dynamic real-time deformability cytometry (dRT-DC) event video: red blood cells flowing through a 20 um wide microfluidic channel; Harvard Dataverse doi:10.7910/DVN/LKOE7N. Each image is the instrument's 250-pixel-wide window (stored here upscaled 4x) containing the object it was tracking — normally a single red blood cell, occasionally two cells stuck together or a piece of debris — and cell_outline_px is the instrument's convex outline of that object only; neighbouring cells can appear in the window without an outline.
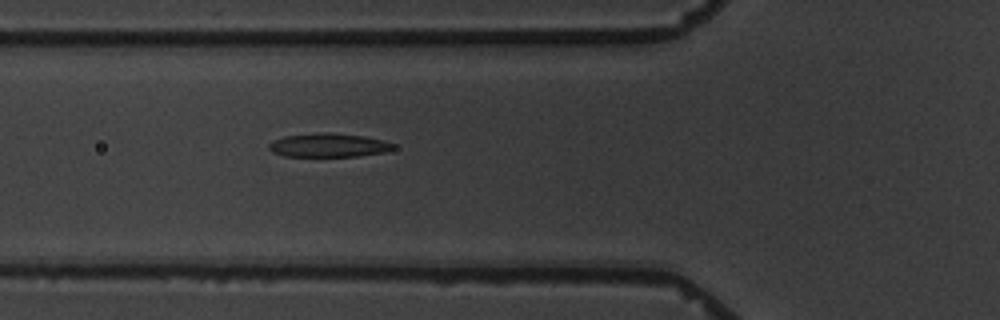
{"species": "common noctule bat (a hibernating species)", "species_latin": "Nyctalus noctula", "temperature_condition": "warm", "stored_images_in_passage": 2, "camera_frame_rate_fps": 3000, "um_per_image_px": 0.085, "animal": {"sex": "male", "body_mass_g": 19.5, "forearm_length_mm": 54.6}, "frame": {"image": 1, "passage_image": 2, "time_ms": 1.0, "image_size_px": [1000, 320], "cell_outline_px": [[396, 148], [384, 152], [356, 156], [284, 156], [272, 152], [268, 148], [268, 144], [272, 140], [284, 136], [324, 132], [328, 132], [364, 136], [384, 140], [396, 144]], "centroid_in_image_um": [27.93, 12.34], "position_along_channel_um": 97.9, "area_um2": 17.28}}